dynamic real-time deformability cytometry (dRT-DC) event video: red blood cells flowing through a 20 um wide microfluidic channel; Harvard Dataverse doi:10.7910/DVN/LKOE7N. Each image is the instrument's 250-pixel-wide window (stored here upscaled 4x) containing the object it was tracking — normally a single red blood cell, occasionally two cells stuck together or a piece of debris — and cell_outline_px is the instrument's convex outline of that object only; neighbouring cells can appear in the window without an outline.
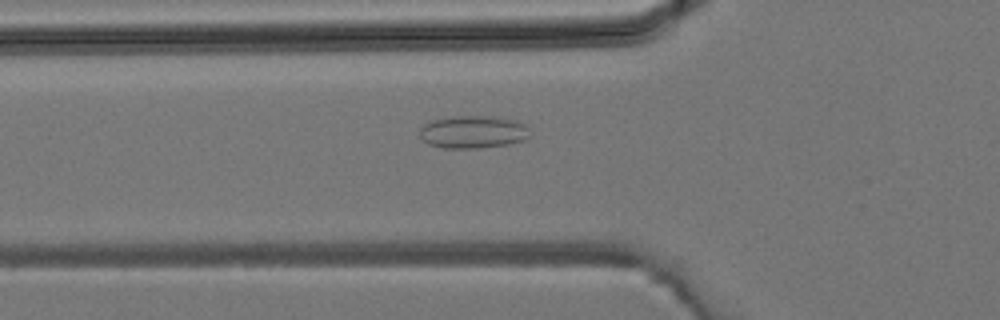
{"species": "common noctule bat (a hibernating species)", "species_latin": "Nyctalus noctula", "temperature_condition": "room temperature", "stored_images_in_passage": 35, "camera_frame_rate_fps": 3000, "um_per_image_px": 0.085, "animal": {"sex": "male", "body_mass_g": 19.2, "forearm_length_mm": 51.8}, "frame": {"image": 1, "passage_image": 8, "time_ms": 2.333, "image_size_px": [1000, 320], "cell_outline_px": [[532, 136], [524, 140], [508, 144], [476, 148], [444, 148], [428, 144], [420, 136], [420, 128], [424, 124], [432, 120], [452, 116], [488, 116], [516, 120], [524, 124], [528, 128]], "centroid_in_image_um": [40.22, 11.21], "position_along_channel_um": 85.6, "area_um2": 21.04}}
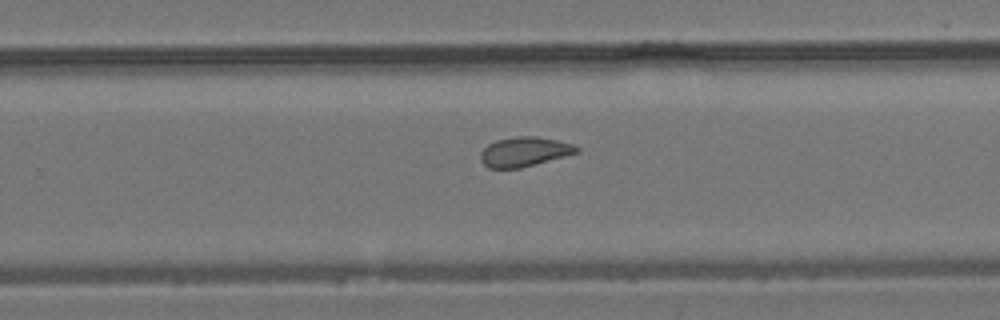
{"frame": {"image": 2, "passage_image": 20, "time_ms": 6.333, "image_size_px": [1000, 320], "cell_outline_px": [[580, 152], [520, 168], [488, 168], [480, 160], [480, 152], [488, 144], [496, 140], [520, 136], [536, 136], [556, 140], [572, 144], [580, 148]], "centroid_in_image_um": [44.56, 12.9], "position_along_channel_um": 285.2, "area_um2": 16.47}}
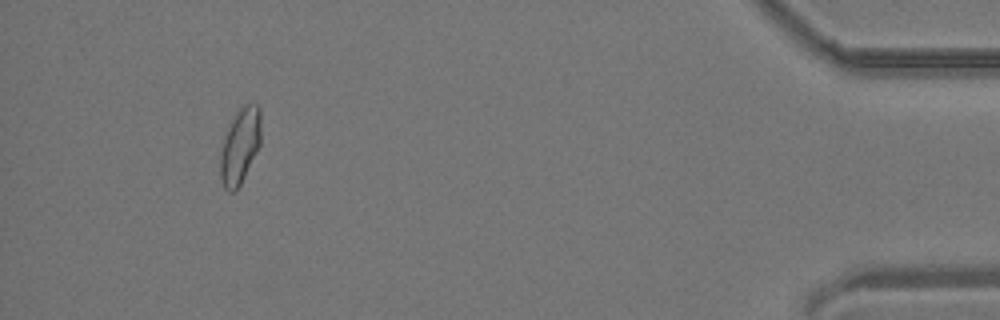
{"frame": {"image": 3, "passage_image": 32, "time_ms": 10.333, "image_size_px": [1000, 320], "cell_outline_px": [[260, 144], [240, 184], [232, 192], [228, 192], [224, 188], [220, 176], [220, 152], [228, 128], [236, 112], [244, 104], [256, 104], [260, 108]], "centroid_in_image_um": [20.39, 12.4], "position_along_channel_um": 414.8, "area_um2": 17.51}}